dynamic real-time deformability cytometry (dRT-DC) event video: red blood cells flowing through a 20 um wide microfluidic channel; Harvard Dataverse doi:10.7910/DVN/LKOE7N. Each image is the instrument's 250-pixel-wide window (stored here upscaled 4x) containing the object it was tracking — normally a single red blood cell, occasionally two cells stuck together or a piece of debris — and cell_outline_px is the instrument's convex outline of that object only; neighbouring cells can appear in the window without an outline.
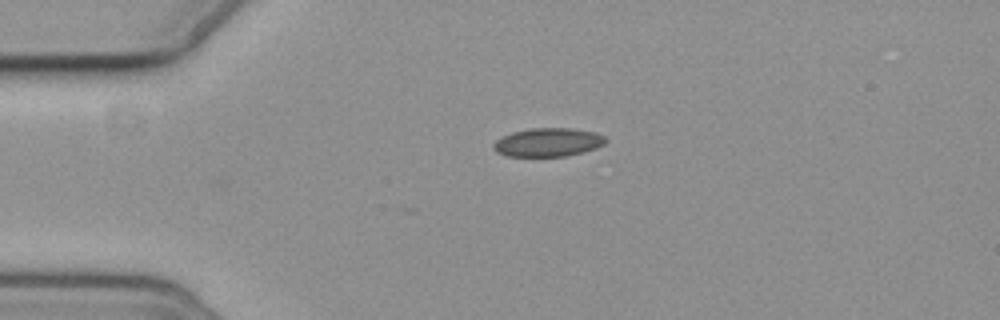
{"species": "common noctule bat (a hibernating species)", "species_latin": "Nyctalus noctula", "temperature_condition": "cold", "stored_images_in_passage": 2, "camera_frame_rate_fps": 3000, "um_per_image_px": 0.085, "animal": {"sex": "female", "body_mass_g": 19.3, "forearm_length_mm": 54.1}, "frame": {"image": 1, "passage_image": 1, "time_ms": 0.0, "image_size_px": [1000, 320], "cell_outline_px": [[608, 140], [604, 144], [596, 148], [568, 156], [508, 156], [496, 152], [492, 148], [492, 144], [496, 140], [512, 132], [532, 128], [572, 128], [596, 132], [604, 136]], "centroid_in_image_um": [46.59, 12.09], "position_along_channel_um": 38.4, "area_um2": 18.73}}